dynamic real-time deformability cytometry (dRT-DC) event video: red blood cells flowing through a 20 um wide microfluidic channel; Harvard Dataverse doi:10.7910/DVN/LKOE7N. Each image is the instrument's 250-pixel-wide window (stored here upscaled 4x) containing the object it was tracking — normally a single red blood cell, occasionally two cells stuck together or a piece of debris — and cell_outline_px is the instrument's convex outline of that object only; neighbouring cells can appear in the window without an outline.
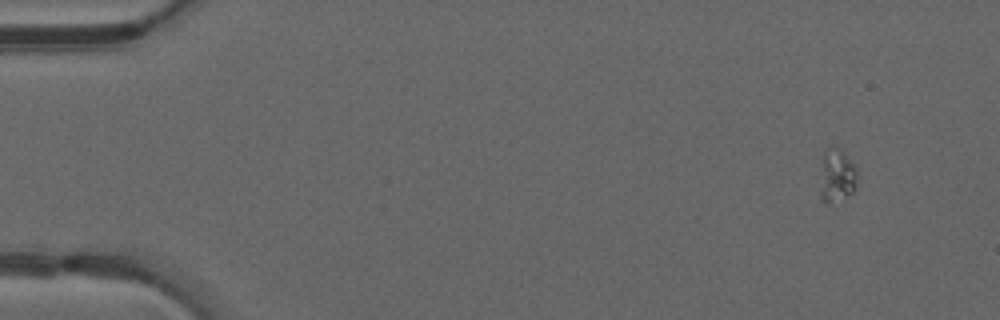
{"species": "common noctule bat (a hibernating species)", "species_latin": "Nyctalus noctula", "temperature_condition": "warm", "stored_images_in_passage": 48, "camera_frame_rate_fps": 3000, "um_per_image_px": 0.085, "animal": {"sex": "male", "forearm_length_mm": 52.5}, "frame": {"image": 1, "passage_image": 1, "time_ms": 0.0, "image_size_px": [1000, 320], "cell_outline_px": [[856, 188], [852, 192], [828, 204], [820, 200], [820, 196], [824, 152], [832, 144], [840, 148], [856, 164]], "centroid_in_image_um": [71.15, 14.88], "position_along_channel_um": 13.8, "area_um2": 11.44}}